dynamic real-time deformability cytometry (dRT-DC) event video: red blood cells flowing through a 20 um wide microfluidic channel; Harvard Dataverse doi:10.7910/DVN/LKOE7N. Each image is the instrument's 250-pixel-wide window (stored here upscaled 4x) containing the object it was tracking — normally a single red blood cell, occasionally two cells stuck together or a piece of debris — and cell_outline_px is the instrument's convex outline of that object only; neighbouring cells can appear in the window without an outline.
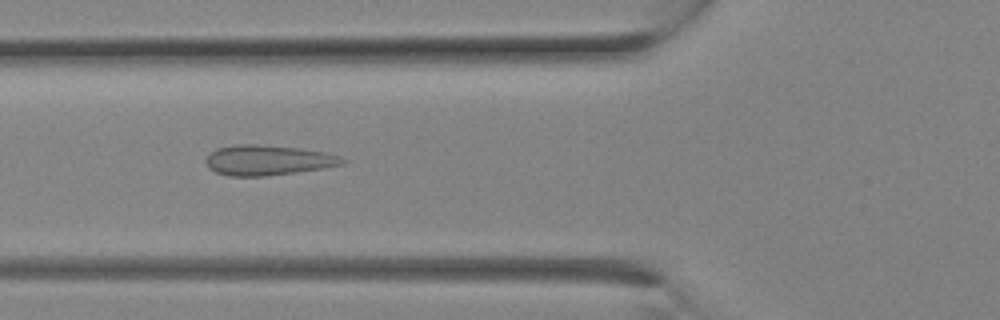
{"species": "Egyptian fruit bat (a non-hibernating species)", "species_latin": "Rousettus aegyptiacus", "temperature_condition": "room temperature", "stored_images_in_passage": 12, "camera_frame_rate_fps": 3000, "um_per_image_px": 0.085, "animal": {"sex": "female"}, "frame": {"image": 1, "passage_image": 9, "time_ms": 2.667, "image_size_px": [1000, 320], "cell_outline_px": [[348, 160], [344, 164], [324, 168], [296, 172], [264, 176], [228, 176], [216, 172], [208, 168], [204, 160], [216, 148], [236, 144], [256, 144], [296, 148], [328, 152], [340, 156]], "centroid_in_image_um": [22.78, 13.61], "position_along_channel_um": 103.0, "area_um2": 24.1}}
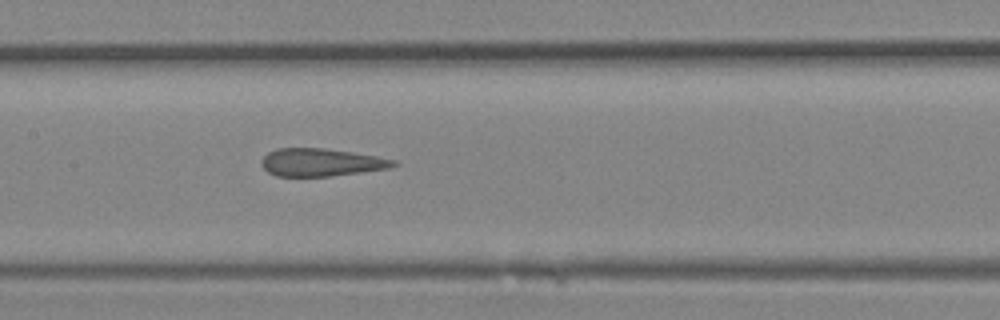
{"frame": {"image": 2, "passage_image": 12, "time_ms": 3.667, "image_size_px": [1000, 320], "cell_outline_px": [[400, 164], [388, 168], [328, 176], [276, 176], [268, 172], [260, 164], [260, 160], [268, 152], [276, 148], [324, 148], [352, 152], [376, 156], [396, 160]], "centroid_in_image_um": [27.26, 13.79], "position_along_channel_um": 180.1, "area_um2": 21.27}}